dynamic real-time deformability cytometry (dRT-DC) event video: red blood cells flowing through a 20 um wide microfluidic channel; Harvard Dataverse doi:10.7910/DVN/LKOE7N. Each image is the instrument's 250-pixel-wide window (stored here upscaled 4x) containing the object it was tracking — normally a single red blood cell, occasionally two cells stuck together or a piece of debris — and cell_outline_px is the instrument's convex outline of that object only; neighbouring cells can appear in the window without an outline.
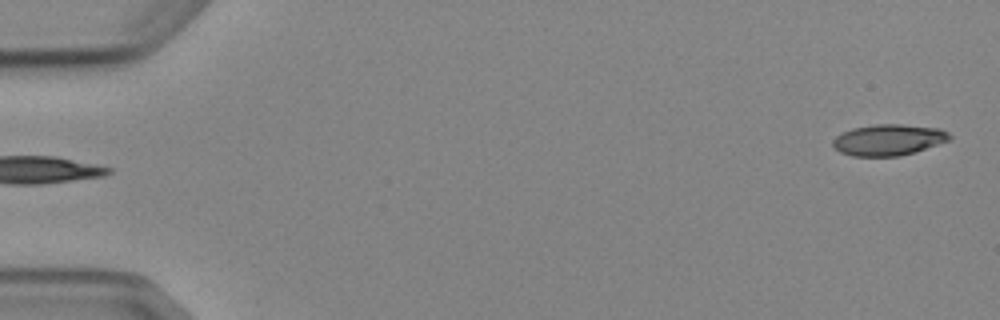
{"species": "Egyptian fruit bat (a non-hibernating species)", "species_latin": "Rousettus aegyptiacus", "temperature_condition": "cold", "stored_images_in_passage": 5, "segment_of_instrument_passage": [2, 2], "camera_frame_rate_fps": 3000, "um_per_image_px": 0.085, "animal": {"sex": "female"}, "frame": {"image": 1, "passage_image": 5, "time_ms": 5.0, "image_size_px": [1000, 320], "cell_outline_px": [[952, 136], [948, 140], [900, 156], [852, 156], [840, 152], [832, 144], [832, 140], [840, 132], [852, 128], [872, 124], [900, 124], [940, 128], [948, 132]], "centroid_in_image_um": [75.46, 11.87], "position_along_channel_um": 9.5, "area_um2": 21.1}}